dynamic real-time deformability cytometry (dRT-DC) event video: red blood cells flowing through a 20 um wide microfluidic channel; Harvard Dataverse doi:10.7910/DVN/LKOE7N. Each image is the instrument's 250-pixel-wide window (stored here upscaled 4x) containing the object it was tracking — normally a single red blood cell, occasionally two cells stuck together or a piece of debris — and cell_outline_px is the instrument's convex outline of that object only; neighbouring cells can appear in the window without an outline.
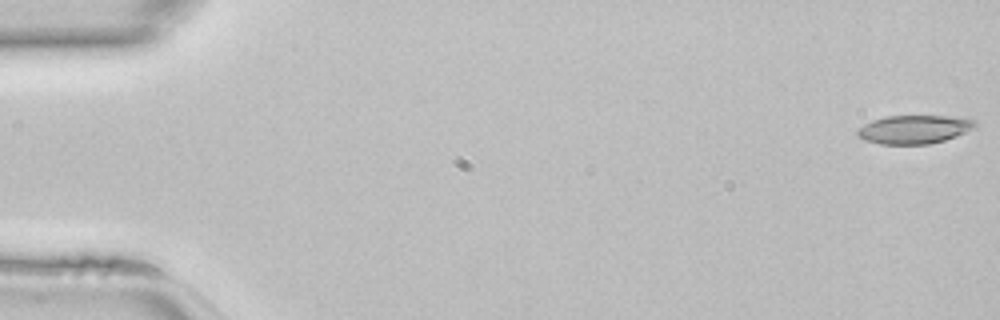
{"species": "common noctule bat (a hibernating species)", "species_latin": "Nyctalus noctula", "temperature_condition": "room temperature", "stored_images_in_passage": 46, "camera_frame_rate_fps": 3000, "um_per_image_px": 0.085, "animal": {"sex": "female", "body_mass_g": 22.7, "forearm_length_mm": 54.2}, "frame": {"image": 1, "passage_image": 1, "time_ms": 0.0, "image_size_px": [1000, 320], "cell_outline_px": [[976, 128], [956, 136], [944, 140], [928, 144], [880, 144], [864, 140], [856, 136], [856, 132], [864, 124], [872, 120], [884, 116], [948, 116], [976, 120]], "centroid_in_image_um": [77.69, 11.0], "position_along_channel_um": 7.3, "area_um2": 19.59}}
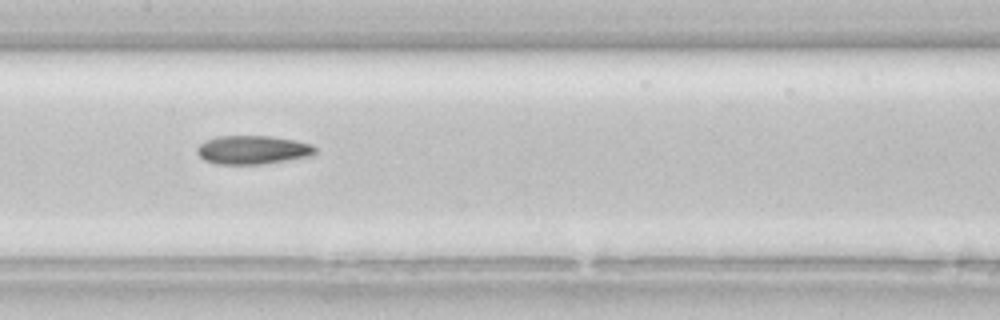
{"frame": {"image": 2, "passage_image": 23, "time_ms": 7.333, "image_size_px": [1000, 320], "cell_outline_px": [[316, 152], [312, 156], [260, 164], [216, 164], [204, 160], [196, 152], [196, 148], [204, 140], [216, 136], [272, 136], [296, 140], [312, 144], [316, 148]], "centroid_in_image_um": [21.47, 12.73], "position_along_channel_um": 185.9, "area_um2": 19.88}}
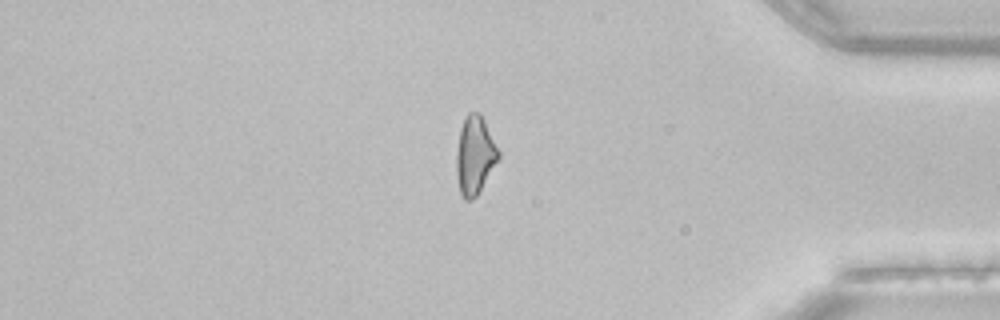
{"frame": {"image": 3, "passage_image": 39, "time_ms": 12.667, "image_size_px": [1000, 320], "cell_outline_px": [[500, 156], [476, 196], [472, 200], [464, 200], [460, 192], [456, 176], [456, 152], [460, 128], [468, 112], [480, 112], [500, 152]], "centroid_in_image_um": [40.34, 13.19], "position_along_channel_um": 394.9, "area_um2": 19.02}}